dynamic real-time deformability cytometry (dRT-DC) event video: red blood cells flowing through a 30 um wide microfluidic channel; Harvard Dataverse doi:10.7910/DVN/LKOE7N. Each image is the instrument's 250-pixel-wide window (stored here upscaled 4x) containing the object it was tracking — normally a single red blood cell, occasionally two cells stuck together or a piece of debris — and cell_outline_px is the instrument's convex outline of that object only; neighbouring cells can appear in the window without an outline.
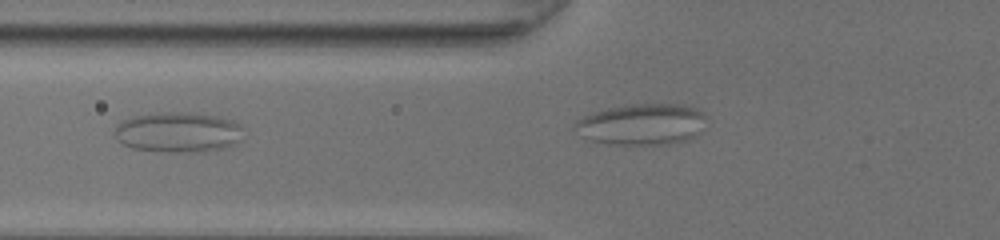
{"species": "common noctule bat (a hibernating species)", "species_latin": "Nyctalus noctula", "temperature_condition": "room temperature", "stored_images_in_passage": 7, "camera_frame_rate_fps": 3000, "um_per_image_px": 0.085, "animal": {"sex": "female", "body_mass_g": 20.0, "forearm_length_mm": 54.0}, "frame": {"image": 1, "passage_image": 5, "time_ms": 1.333, "image_size_px": [1000, 240], "cell_outline_px": [[240, 128], [232, 140], [228, 144], [220, 148], [200, 152], [176, 152], [132, 148], [124, 144], [116, 136], [116, 124], [124, 120], [136, 116], [156, 112], [192, 112], [216, 116], [232, 120], [240, 124]], "centroid_in_image_um": [15.04, 11.21], "position_along_channel_um": 110.8, "area_um2": 29.19}}